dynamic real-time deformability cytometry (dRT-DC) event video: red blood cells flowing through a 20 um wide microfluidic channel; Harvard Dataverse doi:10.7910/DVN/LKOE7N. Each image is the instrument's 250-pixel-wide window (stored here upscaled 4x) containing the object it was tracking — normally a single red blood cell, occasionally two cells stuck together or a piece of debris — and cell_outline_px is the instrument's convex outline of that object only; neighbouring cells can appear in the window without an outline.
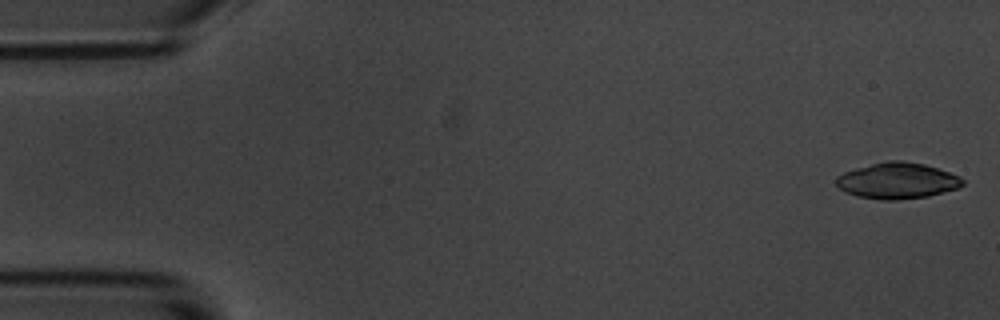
{"species": "common noctule bat (a hibernating species)", "species_latin": "Nyctalus noctula", "temperature_condition": "room temperature", "stored_images_in_passage": 55, "camera_frame_rate_fps": 3000, "um_per_image_px": 0.085, "animal": {"sex": "male", "body_mass_g": 20.1, "forearm_length_mm": 53.5}, "frame": {"image": 1, "passage_image": 1, "time_ms": 0.0, "image_size_px": [1000, 320], "cell_outline_px": [[964, 184], [956, 188], [928, 196], [896, 200], [880, 200], [856, 196], [844, 192], [836, 184], [836, 176], [844, 172], [856, 168], [888, 160], [900, 160], [924, 164], [960, 176], [964, 180]], "centroid_in_image_um": [76.24, 15.36], "position_along_channel_um": 8.8, "area_um2": 26.47}}
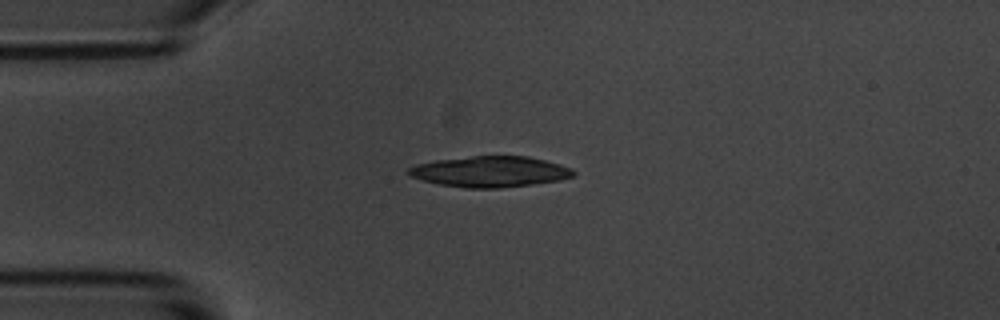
{"frame": {"image": 2, "passage_image": 13, "time_ms": 4.0, "image_size_px": [1000, 320], "cell_outline_px": [[576, 176], [560, 180], [532, 184], [500, 188], [464, 188], [440, 184], [408, 176], [408, 168], [416, 164], [436, 160], [472, 156], [528, 156], [560, 164], [572, 168], [576, 172]], "centroid_in_image_um": [41.69, 14.59], "position_along_channel_um": 43.3, "area_um2": 29.65}}
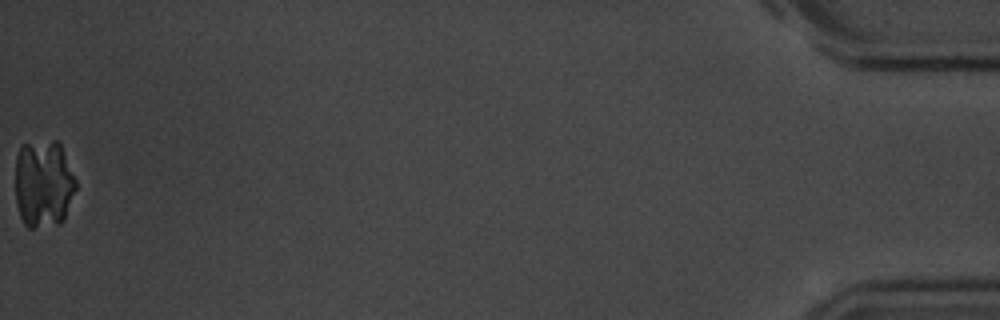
{"frame": {"image": 3, "passage_image": 55, "time_ms": 18.0, "image_size_px": [1000, 320], "cell_outline_px": [[76, 188], [64, 220], [60, 224], [32, 228], [28, 228], [24, 224], [20, 216], [16, 204], [16, 156], [20, 144], [52, 140], [56, 140], [60, 144], [76, 180]], "centroid_in_image_um": [3.69, 15.62], "position_along_channel_um": 431.5, "area_um2": 31.33}}